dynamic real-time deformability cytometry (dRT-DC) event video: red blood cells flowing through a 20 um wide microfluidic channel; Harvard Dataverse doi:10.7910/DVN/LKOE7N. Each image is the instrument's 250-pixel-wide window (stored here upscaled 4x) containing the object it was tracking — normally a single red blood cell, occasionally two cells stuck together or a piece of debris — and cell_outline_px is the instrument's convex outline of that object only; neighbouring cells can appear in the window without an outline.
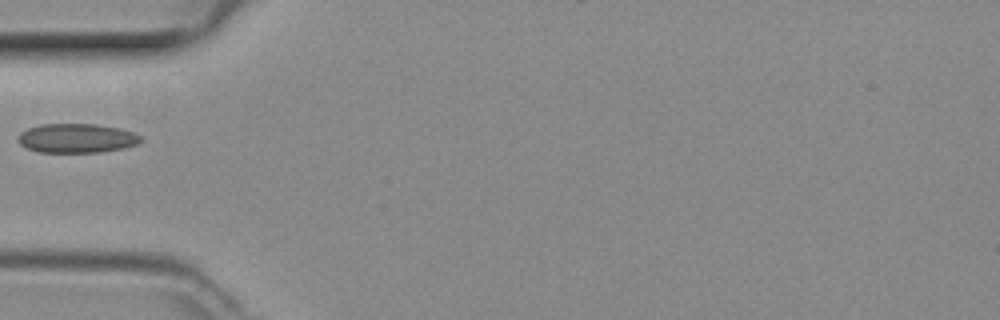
{"species": "common noctule bat (a hibernating species)", "species_latin": "Nyctalus noctula", "temperature_condition": "room temperature", "stored_images_in_passage": 23, "camera_frame_rate_fps": 3000, "um_per_image_px": 0.085, "animal": {"sex": "female", "body_mass_g": 29.2, "forearm_length_mm": 56.3}, "frame": {"image": 1, "passage_image": 1, "time_ms": 0.0, "image_size_px": [1000, 320], "cell_outline_px": [[144, 140], [136, 144], [124, 148], [100, 152], [40, 152], [28, 148], [20, 144], [16, 140], [20, 132], [28, 128], [40, 124], [96, 124], [120, 128], [136, 132]], "centroid_in_image_um": [6.54, 11.74], "position_along_channel_um": 78.5, "area_um2": 21.04}}
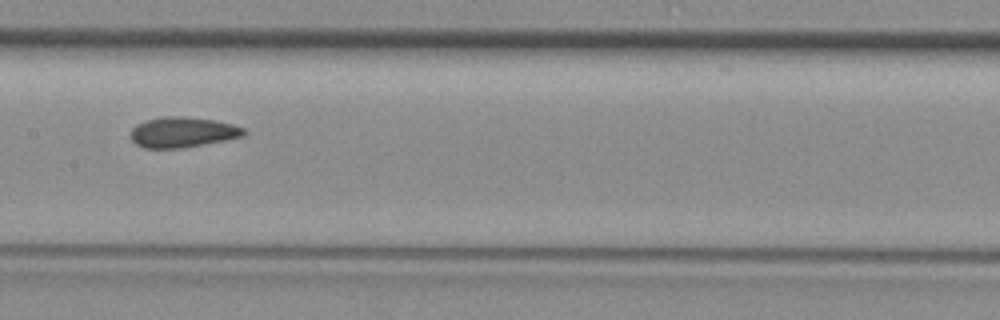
{"frame": {"image": 2, "passage_image": 9, "time_ms": 2.667, "image_size_px": [1000, 320], "cell_outline_px": [[244, 136], [224, 140], [180, 148], [144, 148], [136, 144], [132, 140], [132, 128], [136, 124], [144, 120], [164, 116], [184, 116], [216, 120], [232, 124], [244, 128]], "centroid_in_image_um": [15.5, 11.22], "position_along_channel_um": 191.9, "area_um2": 19.94}}
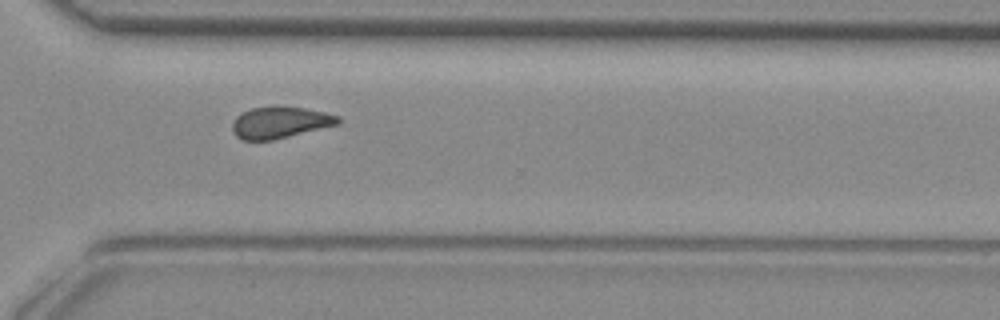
{"frame": {"image": 3, "passage_image": 20, "time_ms": 6.333, "image_size_px": [1000, 320], "cell_outline_px": [[340, 124], [272, 140], [244, 140], [236, 136], [232, 128], [232, 124], [236, 116], [252, 108], [304, 108], [324, 112], [340, 116]], "centroid_in_image_um": [23.82, 10.43], "position_along_channel_um": 346.8, "area_um2": 18.9}}